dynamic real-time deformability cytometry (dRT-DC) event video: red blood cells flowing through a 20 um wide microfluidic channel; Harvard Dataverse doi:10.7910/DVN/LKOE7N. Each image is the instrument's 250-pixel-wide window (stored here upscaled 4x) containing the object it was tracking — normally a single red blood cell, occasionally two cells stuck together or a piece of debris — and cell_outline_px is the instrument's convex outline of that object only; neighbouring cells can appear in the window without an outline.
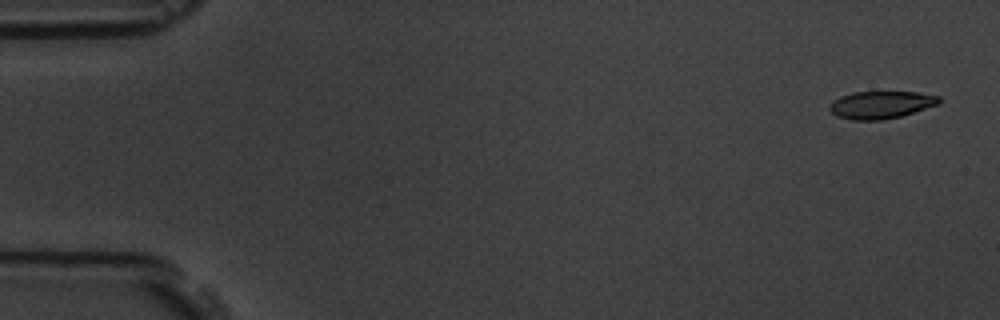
{"species": "common noctule bat (a hibernating species)", "species_latin": "Nyctalus noctula", "temperature_condition": "room temperature", "stored_images_in_passage": 6, "camera_frame_rate_fps": 3000, "um_per_image_px": 0.085, "animal": {"sex": "male", "body_mass_g": 19.5, "forearm_length_mm": 54.6}, "frame": {"image": 1, "passage_image": 1, "time_ms": 0.0, "image_size_px": [1000, 320], "cell_outline_px": [[940, 104], [900, 116], [880, 120], [852, 120], [836, 116], [828, 108], [832, 100], [840, 96], [852, 92], [916, 92], [940, 96]], "centroid_in_image_um": [74.86, 8.9], "position_along_channel_um": 10.1, "area_um2": 17.57}}
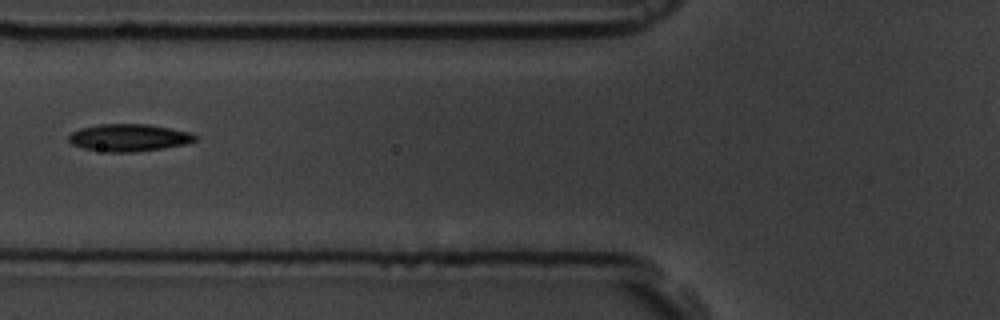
{"frame": {"image": 2, "passage_image": 6, "time_ms": 6.667, "image_size_px": [1000, 320], "cell_outline_px": [[200, 136], [196, 140], [188, 144], [164, 148], [132, 152], [108, 152], [84, 148], [72, 144], [68, 140], [68, 136], [72, 132], [80, 128], [100, 124], [148, 124], [188, 132]], "centroid_in_image_um": [10.98, 11.7], "position_along_channel_um": 114.8, "area_um2": 20.11}}